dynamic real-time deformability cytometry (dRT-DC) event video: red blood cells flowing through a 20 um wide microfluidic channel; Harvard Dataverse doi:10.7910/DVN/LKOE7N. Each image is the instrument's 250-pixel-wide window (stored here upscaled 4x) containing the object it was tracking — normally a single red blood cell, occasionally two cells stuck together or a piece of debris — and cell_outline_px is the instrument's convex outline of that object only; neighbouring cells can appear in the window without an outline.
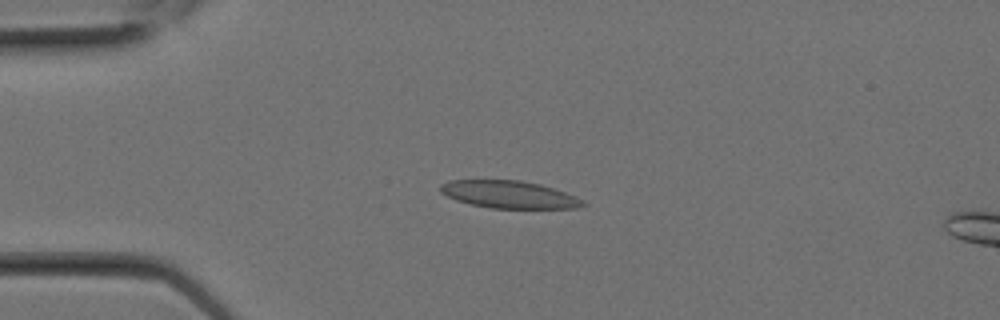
{"species": "Egyptian fruit bat (a non-hibernating species)", "species_latin": "Rousettus aegyptiacus", "temperature_condition": "room temperature", "stored_images_in_passage": 2, "camera_frame_rate_fps": 3000, "um_per_image_px": 0.085, "animal": {"sex": "female"}, "frame": {"image": 1, "passage_image": 1, "time_ms": 0.0, "image_size_px": [1000, 320], "cell_outline_px": [[588, 204], [576, 208], [492, 208], [472, 204], [456, 200], [440, 192], [440, 184], [448, 180], [520, 180], [540, 184], [576, 196], [584, 200]], "centroid_in_image_um": [43.28, 16.53], "position_along_channel_um": 41.7, "area_um2": 22.72}}